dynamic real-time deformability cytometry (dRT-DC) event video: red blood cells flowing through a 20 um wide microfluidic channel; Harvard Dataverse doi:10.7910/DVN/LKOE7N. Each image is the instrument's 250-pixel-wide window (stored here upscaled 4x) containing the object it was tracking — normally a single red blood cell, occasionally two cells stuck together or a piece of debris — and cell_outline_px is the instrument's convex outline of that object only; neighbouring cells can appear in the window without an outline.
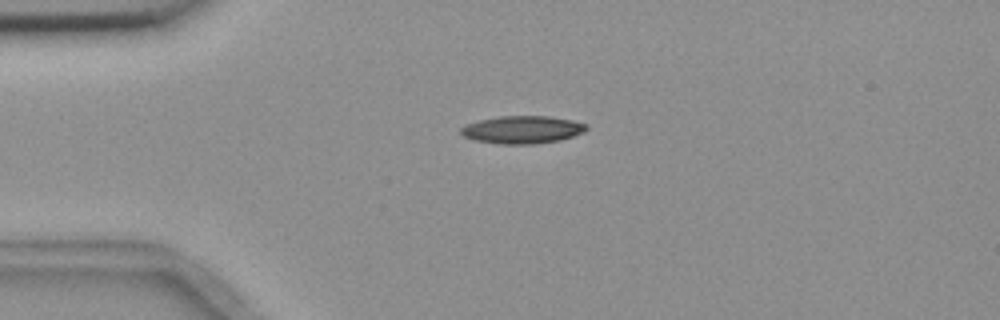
{"species": "common noctule bat (a hibernating species)", "species_latin": "Nyctalus noctula", "temperature_condition": "room temperature", "stored_images_in_passage": 2, "camera_frame_rate_fps": 3000, "um_per_image_px": 0.085, "animal": {"sex": "female", "body_mass_g": 18.4}, "frame": {"image": 1, "passage_image": 1, "time_ms": 0.0, "image_size_px": [1000, 320], "cell_outline_px": [[588, 128], [584, 132], [560, 140], [536, 144], [500, 144], [472, 140], [464, 136], [460, 132], [460, 128], [464, 124], [480, 120], [500, 116], [548, 116], [572, 120], [588, 124]], "centroid_in_image_um": [44.38, 11.02], "position_along_channel_um": 40.6, "area_um2": 20.4}}